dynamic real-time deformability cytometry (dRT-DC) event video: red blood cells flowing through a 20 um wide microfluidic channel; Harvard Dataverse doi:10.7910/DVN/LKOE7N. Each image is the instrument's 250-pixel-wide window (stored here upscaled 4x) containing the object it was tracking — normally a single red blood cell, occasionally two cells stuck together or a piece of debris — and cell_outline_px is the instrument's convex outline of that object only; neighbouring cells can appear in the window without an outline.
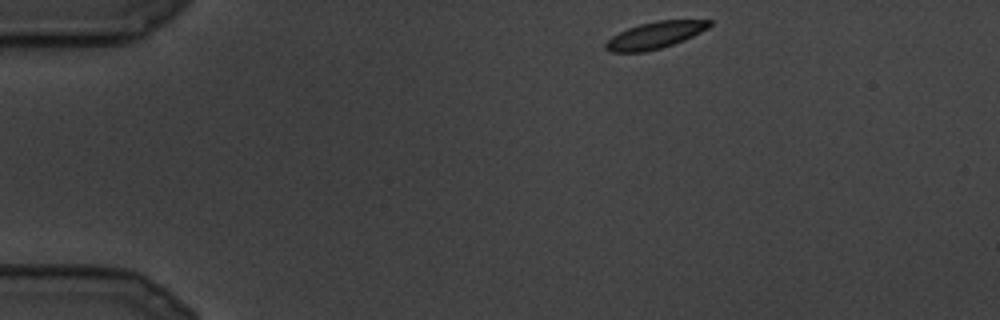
{"species": "common noctule bat (a hibernating species)", "species_latin": "Nyctalus noctula", "temperature_condition": "cold", "stored_images_in_passage": 12, "camera_frame_rate_fps": 3000, "um_per_image_px": 0.085, "animal": {"sex": "male", "body_mass_g": 19.5, "forearm_length_mm": 54.6}, "frame": {"image": 1, "passage_image": 1, "time_ms": 0.0, "image_size_px": [1000, 320], "cell_outline_px": [[712, 24], [708, 28], [684, 40], [660, 48], [644, 52], [612, 52], [604, 48], [604, 44], [612, 36], [628, 28], [640, 24], [656, 20], [712, 20]], "centroid_in_image_um": [55.67, 2.99], "position_along_channel_um": 29.3, "area_um2": 16.07}}